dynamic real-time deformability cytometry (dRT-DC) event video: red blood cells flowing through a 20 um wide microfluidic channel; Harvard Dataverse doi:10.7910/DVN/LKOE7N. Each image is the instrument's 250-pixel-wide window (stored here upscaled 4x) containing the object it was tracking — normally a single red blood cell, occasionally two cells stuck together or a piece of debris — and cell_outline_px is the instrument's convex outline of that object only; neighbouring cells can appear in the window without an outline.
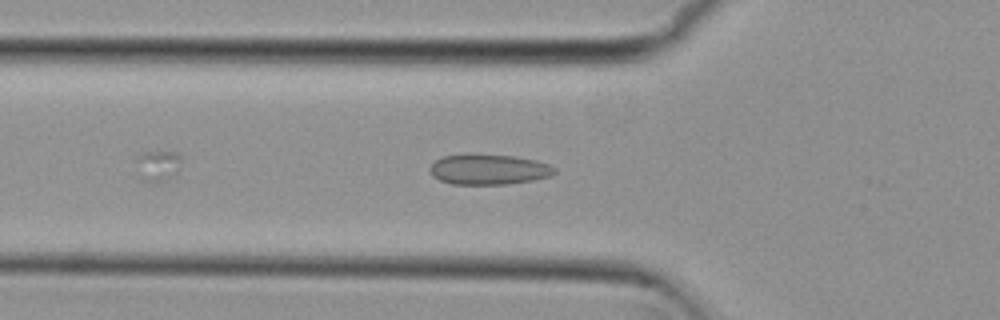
{"species": "common noctule bat (a hibernating species)", "species_latin": "Nyctalus noctula", "temperature_condition": "cold", "stored_images_in_passage": 43, "camera_frame_rate_fps": 3000, "um_per_image_px": 0.085, "animal": {"sex": "female", "body_mass_g": 29.2, "forearm_length_mm": 56.3}, "frame": {"image": 1, "passage_image": 6, "time_ms": 1.667, "image_size_px": [1000, 320], "cell_outline_px": [[556, 172], [548, 176], [532, 180], [504, 184], [452, 184], [440, 180], [432, 176], [428, 172], [428, 168], [436, 160], [444, 156], [512, 156], [536, 160], [548, 164], [556, 168]], "centroid_in_image_um": [41.52, 14.43], "position_along_channel_um": 84.3, "area_um2": 21.39}}
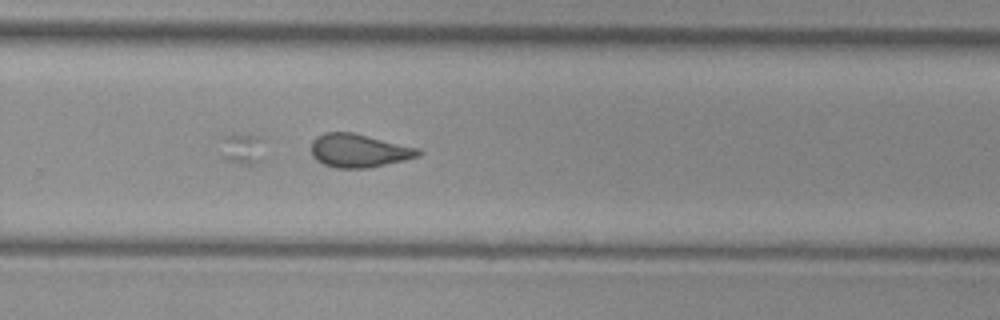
{"frame": {"image": 2, "passage_image": 23, "time_ms": 7.333, "image_size_px": [1000, 320], "cell_outline_px": [[424, 152], [420, 156], [404, 160], [368, 168], [336, 168], [324, 164], [316, 160], [312, 156], [312, 140], [316, 136], [324, 132], [352, 132], [420, 148]], "centroid_in_image_um": [30.52, 12.8], "position_along_channel_um": 299.3, "area_um2": 20.98}}
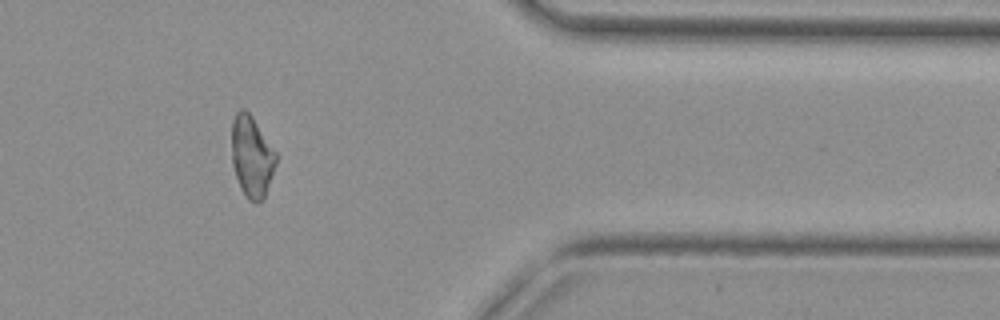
{"frame": {"image": 3, "passage_image": 32, "time_ms": 10.333, "image_size_px": [1000, 320], "cell_outline_px": [[276, 164], [264, 200], [256, 204], [248, 200], [240, 188], [232, 164], [232, 120], [236, 112], [240, 108], [244, 108], [252, 116], [276, 152]], "centroid_in_image_um": [21.39, 13.33], "position_along_channel_um": 390.0, "area_um2": 21.15}}